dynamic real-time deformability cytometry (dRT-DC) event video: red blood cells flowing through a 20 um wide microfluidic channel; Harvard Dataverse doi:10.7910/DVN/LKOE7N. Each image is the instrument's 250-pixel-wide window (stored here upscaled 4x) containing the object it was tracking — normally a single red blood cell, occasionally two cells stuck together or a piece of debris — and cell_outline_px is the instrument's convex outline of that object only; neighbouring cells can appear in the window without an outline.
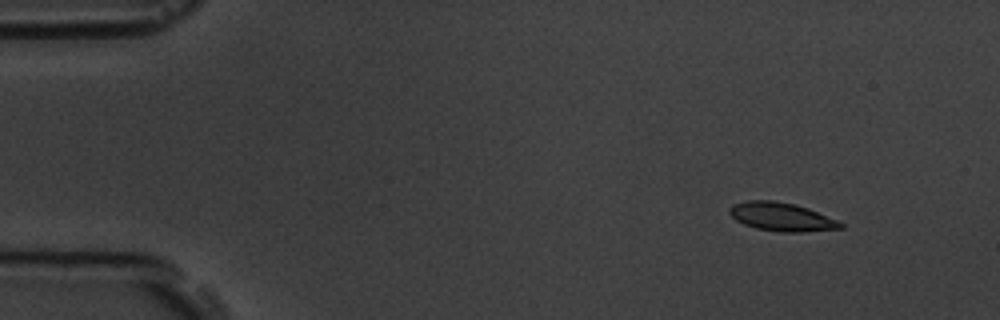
{"species": "common noctule bat (a hibernating species)", "species_latin": "Nyctalus noctula", "temperature_condition": "room temperature", "stored_images_in_passage": 4, "camera_frame_rate_fps": 3000, "um_per_image_px": 0.085, "animal": {"sex": "male", "body_mass_g": 19.5, "forearm_length_mm": 54.6}, "frame": {"image": 1, "passage_image": 1, "time_ms": 0.0, "image_size_px": [1000, 320], "cell_outline_px": [[844, 228], [800, 232], [780, 232], [756, 228], [744, 224], [736, 220], [728, 212], [728, 208], [732, 204], [748, 200], [772, 200], [792, 204], [808, 208], [836, 220], [844, 224]], "centroid_in_image_um": [66.4, 18.43], "position_along_channel_um": 18.6, "area_um2": 18.32}}
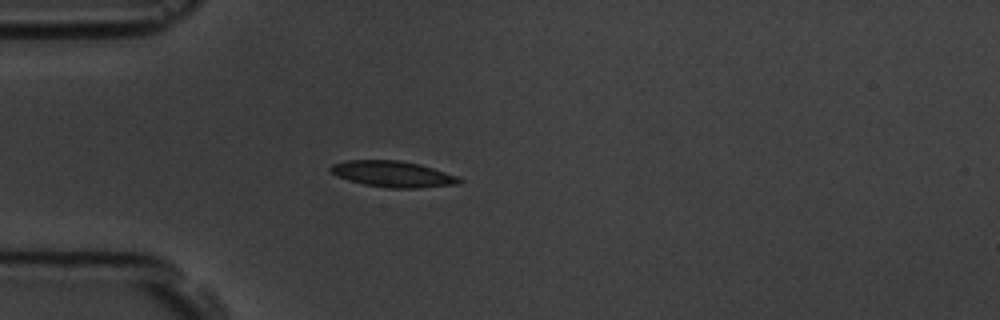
{"frame": {"image": 2, "passage_image": 3, "time_ms": 3.333, "image_size_px": [1000, 320], "cell_outline_px": [[464, 180], [460, 184], [416, 188], [388, 188], [364, 184], [348, 180], [336, 176], [328, 168], [332, 164], [348, 160], [400, 160], [420, 164], [456, 176]], "centroid_in_image_um": [33.38, 14.79], "position_along_channel_um": 51.6, "area_um2": 19.54}}